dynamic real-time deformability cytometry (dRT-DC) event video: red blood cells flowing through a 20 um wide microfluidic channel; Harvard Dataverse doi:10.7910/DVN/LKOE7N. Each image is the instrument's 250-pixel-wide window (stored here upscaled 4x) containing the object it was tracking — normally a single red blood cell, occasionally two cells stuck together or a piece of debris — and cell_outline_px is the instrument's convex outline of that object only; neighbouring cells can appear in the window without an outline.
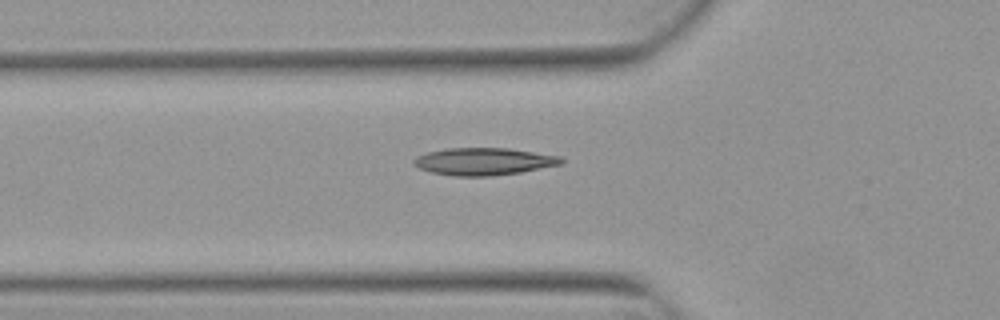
{"species": "Egyptian fruit bat (a non-hibernating species)", "species_latin": "Rousettus aegyptiacus", "temperature_condition": "warm", "stored_images_in_passage": 4, "camera_frame_rate_fps": 3000, "um_per_image_px": 0.085, "animal": {"sex": "female"}, "frame": {"image": 1, "passage_image": 4, "time_ms": 1.0, "image_size_px": [1000, 320], "cell_outline_px": [[564, 164], [520, 172], [492, 176], [456, 176], [432, 172], [420, 168], [412, 164], [412, 160], [416, 156], [428, 152], [448, 148], [508, 148], [560, 156], [564, 160]], "centroid_in_image_um": [41.13, 13.72], "position_along_channel_um": 84.7, "area_um2": 23.47}}